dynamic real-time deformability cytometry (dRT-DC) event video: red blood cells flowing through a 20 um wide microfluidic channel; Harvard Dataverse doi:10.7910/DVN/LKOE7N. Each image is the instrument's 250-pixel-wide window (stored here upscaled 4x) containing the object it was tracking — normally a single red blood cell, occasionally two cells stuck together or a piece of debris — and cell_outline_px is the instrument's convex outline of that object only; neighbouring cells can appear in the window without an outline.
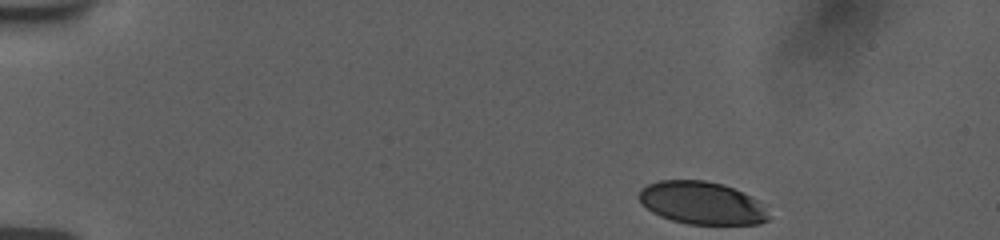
{"species": "human", "species_latin": "Homo sapiens", "temperature_condition": "room temperature", "stored_images_in_passage": 48, "camera_frame_rate_fps": 3000, "um_per_image_px": 0.085, "donor": {"sex": "female"}, "frame": {"image": 1, "passage_image": 1, "time_ms": 0.0, "image_size_px": [1000, 240], "cell_outline_px": [[768, 220], [760, 224], [688, 224], [672, 220], [660, 216], [652, 212], [640, 200], [640, 188], [648, 184], [660, 180], [704, 180], [724, 184], [752, 196], [756, 200], [768, 216]], "centroid_in_image_um": [59.63, 17.24], "position_along_channel_um": 25.4, "area_um2": 31.91}}
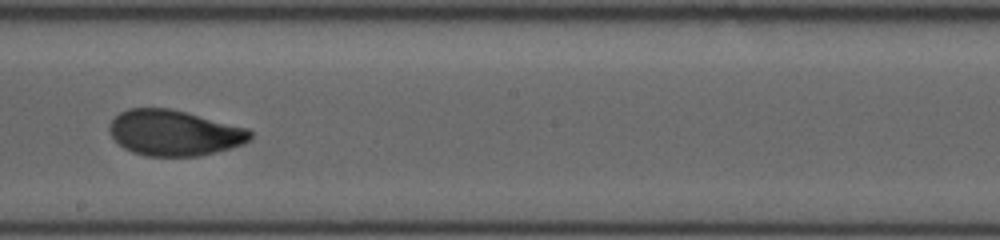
{"frame": {"image": 2, "passage_image": 26, "time_ms": 8.333, "image_size_px": [1000, 240], "cell_outline_px": [[252, 140], [244, 144], [200, 156], [144, 156], [132, 152], [124, 148], [108, 132], [108, 124], [120, 112], [128, 108], [168, 108], [248, 128], [252, 132]], "centroid_in_image_um": [14.8, 11.3], "position_along_channel_um": 233.4, "area_um2": 37.45}}
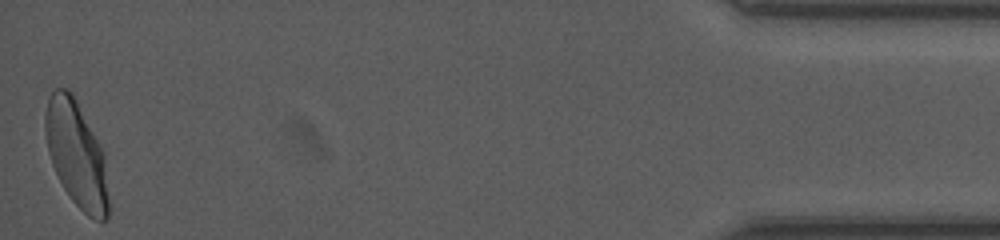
{"frame": {"image": 3, "passage_image": 48, "time_ms": 15.667, "image_size_px": [1000, 240], "cell_outline_px": [[108, 216], [104, 220], [96, 220], [88, 216], [72, 200], [64, 188], [52, 164], [48, 152], [44, 128], [44, 116], [48, 100], [52, 92], [56, 88], [68, 88], [72, 92], [100, 144], [104, 152], [108, 200]], "centroid_in_image_um": [6.48, 13.08], "position_along_channel_um": 428.7, "area_um2": 38.78}, "authors_computed_cell_mechanics": {"area_um2": 37.0787, "velocity_mm_per_s": 3.7471, "shape_relaxation_time_tau1_ms": 4.3319, "shape_relaxation_time_tau2_ms": 0.9497, "deformation_change_tau1": 0.1864, "deformation_change_tau2": 0.0571}}